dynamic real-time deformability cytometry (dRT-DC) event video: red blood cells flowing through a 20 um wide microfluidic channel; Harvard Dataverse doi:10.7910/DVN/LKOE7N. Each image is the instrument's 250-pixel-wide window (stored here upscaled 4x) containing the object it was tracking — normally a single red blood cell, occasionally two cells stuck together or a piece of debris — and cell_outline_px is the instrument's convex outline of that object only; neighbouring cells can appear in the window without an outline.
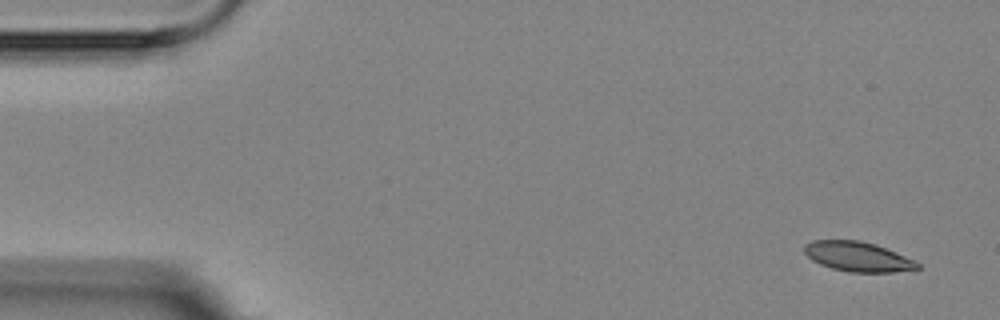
{"species": "Egyptian fruit bat (a non-hibernating species)", "species_latin": "Rousettus aegyptiacus", "temperature_condition": "room temperature", "stored_images_in_passage": 3, "segment_of_instrument_passage": [2, 2], "camera_frame_rate_fps": 3000, "um_per_image_px": 0.085, "animal": {"sex": "female"}, "frame": {"image": 1, "passage_image": 3, "time_ms": 3.667, "image_size_px": [1000, 320], "cell_outline_px": [[920, 268], [892, 272], [848, 272], [832, 268], [820, 264], [812, 260], [804, 252], [804, 244], [812, 240], [860, 240], [876, 244], [916, 260], [920, 264]], "centroid_in_image_um": [72.91, 21.8], "position_along_channel_um": 12.1, "area_um2": 19.71}}